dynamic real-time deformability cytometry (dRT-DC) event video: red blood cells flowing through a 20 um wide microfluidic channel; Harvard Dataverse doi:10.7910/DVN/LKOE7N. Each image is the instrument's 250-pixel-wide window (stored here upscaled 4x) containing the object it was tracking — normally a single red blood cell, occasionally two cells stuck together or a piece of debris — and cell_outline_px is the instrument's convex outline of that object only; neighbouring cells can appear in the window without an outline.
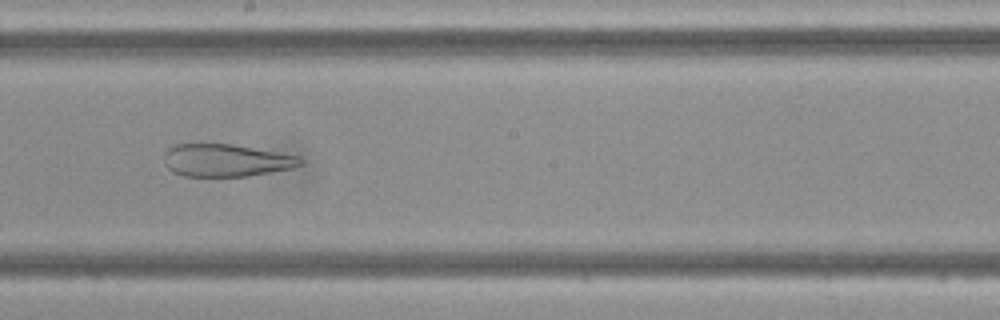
{"species": "Egyptian fruit bat (a non-hibernating species)", "species_latin": "Rousettus aegyptiacus", "temperature_condition": "cold", "stored_images_in_passage": 35, "camera_frame_rate_fps": 3000, "um_per_image_px": 0.085, "frame": {"image": 1, "passage_image": 20, "time_ms": 6.333, "image_size_px": [1000, 320], "cell_outline_px": [[304, 164], [292, 168], [248, 176], [184, 176], [172, 172], [164, 164], [164, 152], [168, 148], [176, 144], [232, 144], [300, 156], [304, 160]], "centroid_in_image_um": [19.21, 13.63], "position_along_channel_um": 229.0, "area_um2": 25.95}}
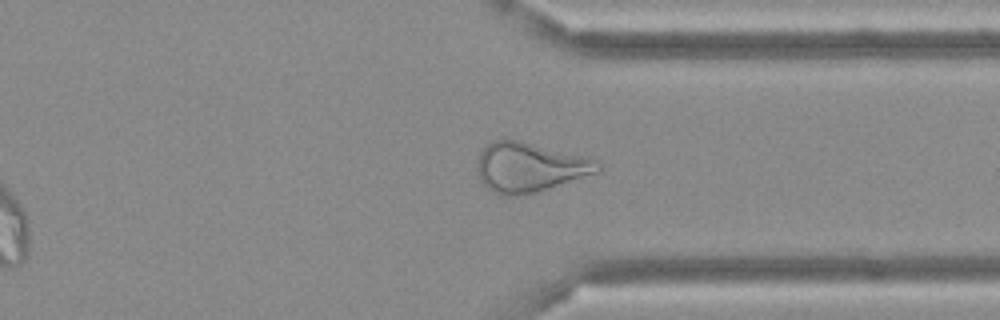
{"frame": {"image": 2, "passage_image": 30, "time_ms": 9.667, "image_size_px": [1000, 320], "cell_outline_px": [[600, 172], [536, 192], [512, 196], [500, 196], [488, 188], [480, 180], [476, 168], [476, 164], [480, 152], [492, 140], [504, 136], [588, 156], [600, 160]], "centroid_in_image_um": [45.02, 14.17], "position_along_channel_um": 366.4, "area_um2": 35.6}}
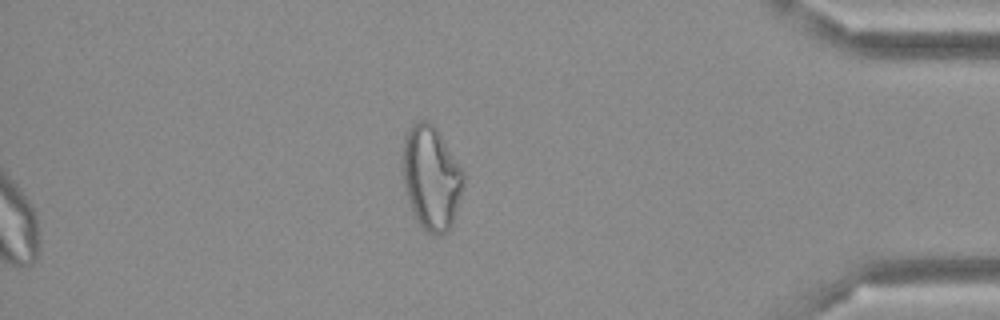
{"frame": {"image": 3, "passage_image": 35, "time_ms": 11.333, "image_size_px": [1000, 320], "cell_outline_px": [[464, 180], [452, 224], [448, 232], [436, 236], [432, 236], [416, 220], [404, 184], [400, 160], [404, 132], [412, 124], [420, 120], [428, 120], [436, 128], [464, 172]], "centroid_in_image_um": [36.61, 15.07], "position_along_channel_um": 398.6, "area_um2": 36.93}}